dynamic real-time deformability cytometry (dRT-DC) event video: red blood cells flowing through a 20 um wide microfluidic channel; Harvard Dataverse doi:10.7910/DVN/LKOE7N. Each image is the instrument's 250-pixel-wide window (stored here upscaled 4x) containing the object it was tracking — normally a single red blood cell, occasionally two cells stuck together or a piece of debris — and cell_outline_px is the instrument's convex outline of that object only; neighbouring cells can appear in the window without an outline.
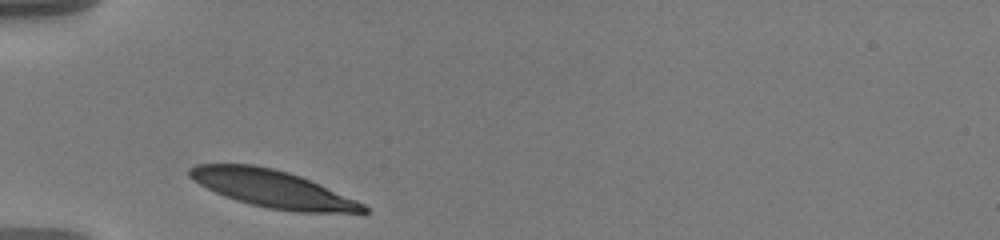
{"species": "human", "species_latin": "Homo sapiens", "temperature_condition": "warm", "stored_images_in_passage": 31, "camera_frame_rate_fps": 3000, "um_per_image_px": 0.085, "donor": {"sex": "male"}, "frame": {"image": 1, "passage_image": 1, "time_ms": 0.0, "image_size_px": [1000, 240], "cell_outline_px": [[368, 212], [296, 212], [268, 208], [236, 200], [224, 196], [200, 184], [188, 176], [188, 168], [196, 164], [252, 164], [272, 168], [288, 172], [300, 176], [356, 200], [364, 204], [368, 208]], "centroid_in_image_um": [23.13, 16.04], "position_along_channel_um": 61.9, "area_um2": 37.28}}
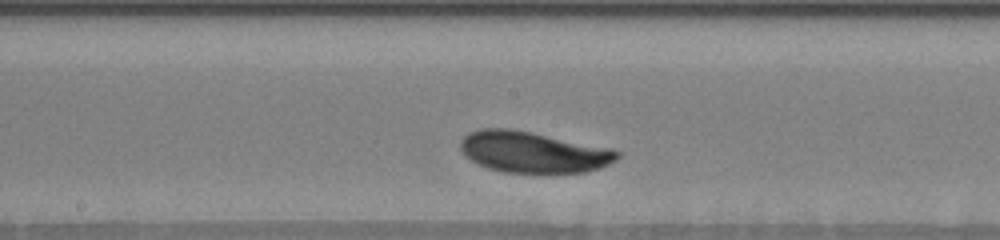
{"frame": {"image": 2, "passage_image": 14, "time_ms": 4.333, "image_size_px": [1000, 240], "cell_outline_px": [[620, 156], [616, 160], [600, 168], [584, 172], [552, 176], [504, 172], [488, 168], [464, 156], [460, 148], [460, 140], [468, 132], [484, 128], [508, 128], [532, 132], [612, 148], [620, 152]], "centroid_in_image_um": [45.34, 12.97], "position_along_channel_um": 202.9, "area_um2": 38.67}}
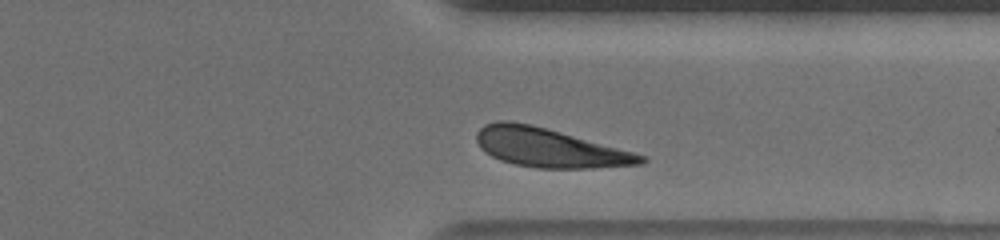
{"frame": {"image": 3, "passage_image": 28, "time_ms": 9.0, "image_size_px": [1000, 240], "cell_outline_px": [[648, 160], [644, 164], [592, 168], [536, 168], [516, 164], [500, 160], [484, 152], [480, 148], [476, 140], [476, 132], [484, 124], [496, 120], [508, 120], [532, 124], [648, 156]], "centroid_in_image_um": [46.68, 12.55], "position_along_channel_um": 364.7, "area_um2": 37.4}, "authors_computed_cell_mechanics": {"area_um2": 37.2232, "velocity_mm_per_s": 3.4555, "shape_relaxation_time_tau1_ms": 3.9631, "shape_relaxation_time_tau2_ms": null, "deformation_change_tau1": 0.1407, "deformation_change_tau2": null}}